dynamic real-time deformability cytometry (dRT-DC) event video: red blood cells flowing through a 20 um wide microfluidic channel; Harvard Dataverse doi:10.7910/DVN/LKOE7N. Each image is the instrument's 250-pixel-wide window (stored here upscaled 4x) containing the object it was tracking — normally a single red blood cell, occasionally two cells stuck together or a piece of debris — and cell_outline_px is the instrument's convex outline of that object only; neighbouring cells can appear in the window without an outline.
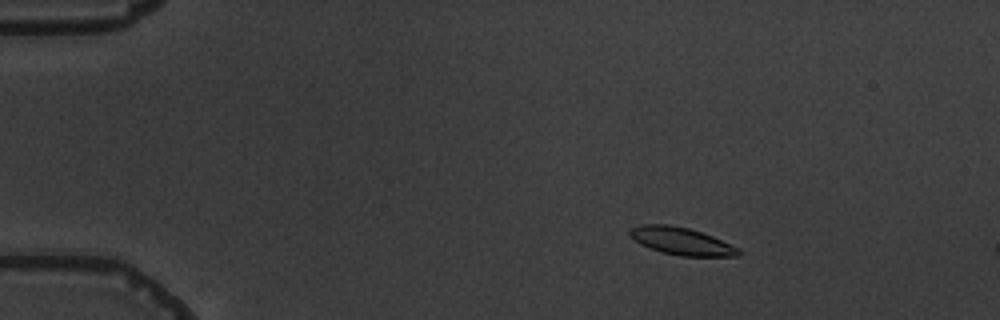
{"species": "common noctule bat (a hibernating species)", "species_latin": "Nyctalus noctula", "temperature_condition": "warm", "stored_images_in_passage": 4, "camera_frame_rate_fps": 3000, "um_per_image_px": 0.085, "animal": {"sex": "male", "body_mass_g": 19.5, "forearm_length_mm": 54.6}, "frame": {"image": 1, "passage_image": 2, "time_ms": 2.0, "image_size_px": [1000, 320], "cell_outline_px": [[740, 256], [680, 256], [660, 252], [640, 244], [628, 236], [628, 232], [632, 228], [640, 224], [668, 224], [688, 228], [712, 236], [740, 248]], "centroid_in_image_um": [57.89, 20.5], "position_along_channel_um": 27.1, "area_um2": 17.46}}